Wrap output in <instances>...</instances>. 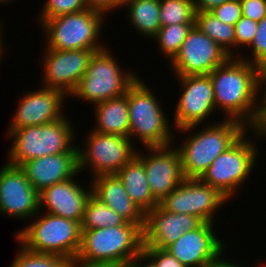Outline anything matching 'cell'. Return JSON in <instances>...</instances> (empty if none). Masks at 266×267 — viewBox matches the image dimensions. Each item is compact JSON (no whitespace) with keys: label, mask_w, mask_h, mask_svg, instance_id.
Instances as JSON below:
<instances>
[{"label":"cell","mask_w":266,"mask_h":267,"mask_svg":"<svg viewBox=\"0 0 266 267\" xmlns=\"http://www.w3.org/2000/svg\"><path fill=\"white\" fill-rule=\"evenodd\" d=\"M236 56L238 58L230 57L209 74L216 109L226 113L223 114L226 119L238 120L247 128L258 129L262 69Z\"/></svg>","instance_id":"6da1fadb"},{"label":"cell","mask_w":266,"mask_h":267,"mask_svg":"<svg viewBox=\"0 0 266 267\" xmlns=\"http://www.w3.org/2000/svg\"><path fill=\"white\" fill-rule=\"evenodd\" d=\"M81 231V246L75 258L80 263L127 267L142 252L143 232L135 224Z\"/></svg>","instance_id":"7a4b0ae2"},{"label":"cell","mask_w":266,"mask_h":267,"mask_svg":"<svg viewBox=\"0 0 266 267\" xmlns=\"http://www.w3.org/2000/svg\"><path fill=\"white\" fill-rule=\"evenodd\" d=\"M242 122L223 119L192 133L178 146L184 178H201L214 159L225 152L248 130ZM191 136V137H190Z\"/></svg>","instance_id":"3957f363"},{"label":"cell","mask_w":266,"mask_h":267,"mask_svg":"<svg viewBox=\"0 0 266 267\" xmlns=\"http://www.w3.org/2000/svg\"><path fill=\"white\" fill-rule=\"evenodd\" d=\"M72 124L71 120L64 116L48 124L8 131L7 136L13 138V144L9 148L6 163L19 167L26 161L43 156L78 153V147L73 144L75 132Z\"/></svg>","instance_id":"277c9868"},{"label":"cell","mask_w":266,"mask_h":267,"mask_svg":"<svg viewBox=\"0 0 266 267\" xmlns=\"http://www.w3.org/2000/svg\"><path fill=\"white\" fill-rule=\"evenodd\" d=\"M148 87L139 76L128 88L129 138H138L143 147L171 145L175 140L171 125L158 97Z\"/></svg>","instance_id":"5b68a950"},{"label":"cell","mask_w":266,"mask_h":267,"mask_svg":"<svg viewBox=\"0 0 266 267\" xmlns=\"http://www.w3.org/2000/svg\"><path fill=\"white\" fill-rule=\"evenodd\" d=\"M41 215L16 233L19 244L34 252L75 260L81 246L80 222L43 212Z\"/></svg>","instance_id":"8992f818"},{"label":"cell","mask_w":266,"mask_h":267,"mask_svg":"<svg viewBox=\"0 0 266 267\" xmlns=\"http://www.w3.org/2000/svg\"><path fill=\"white\" fill-rule=\"evenodd\" d=\"M105 14L92 8L47 20H38L47 43L54 50L104 49L100 40ZM103 45V46H102Z\"/></svg>","instance_id":"52a82bcc"},{"label":"cell","mask_w":266,"mask_h":267,"mask_svg":"<svg viewBox=\"0 0 266 267\" xmlns=\"http://www.w3.org/2000/svg\"><path fill=\"white\" fill-rule=\"evenodd\" d=\"M118 64L109 48L95 52L72 97L96 105L126 94L139 75L123 71Z\"/></svg>","instance_id":"ba28073f"},{"label":"cell","mask_w":266,"mask_h":267,"mask_svg":"<svg viewBox=\"0 0 266 267\" xmlns=\"http://www.w3.org/2000/svg\"><path fill=\"white\" fill-rule=\"evenodd\" d=\"M247 131L225 152L216 157L200 178L203 182L218 189L229 200L249 178L256 163L258 148L256 142L248 140Z\"/></svg>","instance_id":"9c48e42d"},{"label":"cell","mask_w":266,"mask_h":267,"mask_svg":"<svg viewBox=\"0 0 266 267\" xmlns=\"http://www.w3.org/2000/svg\"><path fill=\"white\" fill-rule=\"evenodd\" d=\"M86 140L84 149L78 146L79 173L89 167L93 178L116 174L137 153L129 137L91 130Z\"/></svg>","instance_id":"30bf717a"},{"label":"cell","mask_w":266,"mask_h":267,"mask_svg":"<svg viewBox=\"0 0 266 267\" xmlns=\"http://www.w3.org/2000/svg\"><path fill=\"white\" fill-rule=\"evenodd\" d=\"M182 93L175 107L173 126L179 133L192 132L216 112L210 75L177 76Z\"/></svg>","instance_id":"8fae6325"},{"label":"cell","mask_w":266,"mask_h":267,"mask_svg":"<svg viewBox=\"0 0 266 267\" xmlns=\"http://www.w3.org/2000/svg\"><path fill=\"white\" fill-rule=\"evenodd\" d=\"M229 201L218 189L199 178H184L159 205L170 213L190 214L214 223V215Z\"/></svg>","instance_id":"7c38bea8"},{"label":"cell","mask_w":266,"mask_h":267,"mask_svg":"<svg viewBox=\"0 0 266 267\" xmlns=\"http://www.w3.org/2000/svg\"><path fill=\"white\" fill-rule=\"evenodd\" d=\"M231 56L196 25L170 61L176 76L208 75Z\"/></svg>","instance_id":"4fadbf2b"},{"label":"cell","mask_w":266,"mask_h":267,"mask_svg":"<svg viewBox=\"0 0 266 267\" xmlns=\"http://www.w3.org/2000/svg\"><path fill=\"white\" fill-rule=\"evenodd\" d=\"M43 87L62 92L67 97L74 93L87 71L93 49L54 50L44 49Z\"/></svg>","instance_id":"5bb4252c"},{"label":"cell","mask_w":266,"mask_h":267,"mask_svg":"<svg viewBox=\"0 0 266 267\" xmlns=\"http://www.w3.org/2000/svg\"><path fill=\"white\" fill-rule=\"evenodd\" d=\"M39 192L23 171L5 163L0 168V214L20 220L39 215ZM22 218V219H21Z\"/></svg>","instance_id":"9a60e30c"},{"label":"cell","mask_w":266,"mask_h":267,"mask_svg":"<svg viewBox=\"0 0 266 267\" xmlns=\"http://www.w3.org/2000/svg\"><path fill=\"white\" fill-rule=\"evenodd\" d=\"M146 147L148 155L138 152L136 155L143 161L146 179L154 199L159 203L183 180L180 153L177 147Z\"/></svg>","instance_id":"2e32d148"},{"label":"cell","mask_w":266,"mask_h":267,"mask_svg":"<svg viewBox=\"0 0 266 267\" xmlns=\"http://www.w3.org/2000/svg\"><path fill=\"white\" fill-rule=\"evenodd\" d=\"M213 226L214 223L204 222L199 228L182 234L166 250L186 267H208L227 250Z\"/></svg>","instance_id":"e0dca14e"},{"label":"cell","mask_w":266,"mask_h":267,"mask_svg":"<svg viewBox=\"0 0 266 267\" xmlns=\"http://www.w3.org/2000/svg\"><path fill=\"white\" fill-rule=\"evenodd\" d=\"M203 223L197 216L170 213L157 205L145 213L143 247L166 249L182 234L199 228Z\"/></svg>","instance_id":"ac0fdd59"},{"label":"cell","mask_w":266,"mask_h":267,"mask_svg":"<svg viewBox=\"0 0 266 267\" xmlns=\"http://www.w3.org/2000/svg\"><path fill=\"white\" fill-rule=\"evenodd\" d=\"M19 100L8 131L26 126L44 125L54 122L64 116L62 111L64 98L60 91L39 87V90L24 92Z\"/></svg>","instance_id":"d6986e66"},{"label":"cell","mask_w":266,"mask_h":267,"mask_svg":"<svg viewBox=\"0 0 266 267\" xmlns=\"http://www.w3.org/2000/svg\"><path fill=\"white\" fill-rule=\"evenodd\" d=\"M73 178L75 177L55 183L39 192V210L45 206L48 214L81 223L92 186L85 189V186H81Z\"/></svg>","instance_id":"ffe728a7"},{"label":"cell","mask_w":266,"mask_h":267,"mask_svg":"<svg viewBox=\"0 0 266 267\" xmlns=\"http://www.w3.org/2000/svg\"><path fill=\"white\" fill-rule=\"evenodd\" d=\"M19 168L30 184L41 192L46 187L79 175L78 153L43 156L24 162Z\"/></svg>","instance_id":"44dd1931"},{"label":"cell","mask_w":266,"mask_h":267,"mask_svg":"<svg viewBox=\"0 0 266 267\" xmlns=\"http://www.w3.org/2000/svg\"><path fill=\"white\" fill-rule=\"evenodd\" d=\"M90 184L92 192L110 209L143 231L145 213L131 200L117 174L95 176Z\"/></svg>","instance_id":"7402d4cb"},{"label":"cell","mask_w":266,"mask_h":267,"mask_svg":"<svg viewBox=\"0 0 266 267\" xmlns=\"http://www.w3.org/2000/svg\"><path fill=\"white\" fill-rule=\"evenodd\" d=\"M96 132L129 137L128 89L121 97L95 105Z\"/></svg>","instance_id":"603a6c76"},{"label":"cell","mask_w":266,"mask_h":267,"mask_svg":"<svg viewBox=\"0 0 266 267\" xmlns=\"http://www.w3.org/2000/svg\"><path fill=\"white\" fill-rule=\"evenodd\" d=\"M131 200L146 213L159 203L154 199L147 179L143 161L135 155L117 173Z\"/></svg>","instance_id":"cb8c5ba5"},{"label":"cell","mask_w":266,"mask_h":267,"mask_svg":"<svg viewBox=\"0 0 266 267\" xmlns=\"http://www.w3.org/2000/svg\"><path fill=\"white\" fill-rule=\"evenodd\" d=\"M124 6L131 26L152 40L161 28L159 0H124Z\"/></svg>","instance_id":"d4e9b609"},{"label":"cell","mask_w":266,"mask_h":267,"mask_svg":"<svg viewBox=\"0 0 266 267\" xmlns=\"http://www.w3.org/2000/svg\"><path fill=\"white\" fill-rule=\"evenodd\" d=\"M195 25L231 57H235V28L233 25L223 23L210 11H196ZM232 47L234 48L232 49Z\"/></svg>","instance_id":"484cf974"},{"label":"cell","mask_w":266,"mask_h":267,"mask_svg":"<svg viewBox=\"0 0 266 267\" xmlns=\"http://www.w3.org/2000/svg\"><path fill=\"white\" fill-rule=\"evenodd\" d=\"M127 221L110 209L105 202L98 198L93 192L90 193L86 203L81 230H92L103 227H117L124 225Z\"/></svg>","instance_id":"4316f807"},{"label":"cell","mask_w":266,"mask_h":267,"mask_svg":"<svg viewBox=\"0 0 266 267\" xmlns=\"http://www.w3.org/2000/svg\"><path fill=\"white\" fill-rule=\"evenodd\" d=\"M161 27L181 23H195L193 0H159Z\"/></svg>","instance_id":"83f0119b"},{"label":"cell","mask_w":266,"mask_h":267,"mask_svg":"<svg viewBox=\"0 0 266 267\" xmlns=\"http://www.w3.org/2000/svg\"><path fill=\"white\" fill-rule=\"evenodd\" d=\"M194 26L195 23H181L161 27L152 39L159 44L160 51L169 58L170 62Z\"/></svg>","instance_id":"f1b7e54d"},{"label":"cell","mask_w":266,"mask_h":267,"mask_svg":"<svg viewBox=\"0 0 266 267\" xmlns=\"http://www.w3.org/2000/svg\"><path fill=\"white\" fill-rule=\"evenodd\" d=\"M21 246L10 267H66L69 262L62 256L34 252Z\"/></svg>","instance_id":"f546056e"},{"label":"cell","mask_w":266,"mask_h":267,"mask_svg":"<svg viewBox=\"0 0 266 267\" xmlns=\"http://www.w3.org/2000/svg\"><path fill=\"white\" fill-rule=\"evenodd\" d=\"M89 8L86 0H47L38 20H47Z\"/></svg>","instance_id":"4dcf8cb0"},{"label":"cell","mask_w":266,"mask_h":267,"mask_svg":"<svg viewBox=\"0 0 266 267\" xmlns=\"http://www.w3.org/2000/svg\"><path fill=\"white\" fill-rule=\"evenodd\" d=\"M252 49L251 58L242 57L243 60H246L252 64L257 65L262 70L266 68V16L258 22L257 31L254 36L253 41L248 47Z\"/></svg>","instance_id":"1f68e13d"},{"label":"cell","mask_w":266,"mask_h":267,"mask_svg":"<svg viewBox=\"0 0 266 267\" xmlns=\"http://www.w3.org/2000/svg\"><path fill=\"white\" fill-rule=\"evenodd\" d=\"M258 22L242 16L234 25L235 48L249 47L257 31Z\"/></svg>","instance_id":"d6a6232c"},{"label":"cell","mask_w":266,"mask_h":267,"mask_svg":"<svg viewBox=\"0 0 266 267\" xmlns=\"http://www.w3.org/2000/svg\"><path fill=\"white\" fill-rule=\"evenodd\" d=\"M219 20L228 25H235L242 17V6L240 0H229L210 11Z\"/></svg>","instance_id":"836d02e7"},{"label":"cell","mask_w":266,"mask_h":267,"mask_svg":"<svg viewBox=\"0 0 266 267\" xmlns=\"http://www.w3.org/2000/svg\"><path fill=\"white\" fill-rule=\"evenodd\" d=\"M142 252L156 265V267H186L166 249L143 247Z\"/></svg>","instance_id":"e575fe53"},{"label":"cell","mask_w":266,"mask_h":267,"mask_svg":"<svg viewBox=\"0 0 266 267\" xmlns=\"http://www.w3.org/2000/svg\"><path fill=\"white\" fill-rule=\"evenodd\" d=\"M242 16L259 22L266 16V0H240Z\"/></svg>","instance_id":"d590c367"},{"label":"cell","mask_w":266,"mask_h":267,"mask_svg":"<svg viewBox=\"0 0 266 267\" xmlns=\"http://www.w3.org/2000/svg\"><path fill=\"white\" fill-rule=\"evenodd\" d=\"M88 7L97 11L103 12L105 15L108 12L116 11L115 9L122 8L124 0H86Z\"/></svg>","instance_id":"8d00e7d4"},{"label":"cell","mask_w":266,"mask_h":267,"mask_svg":"<svg viewBox=\"0 0 266 267\" xmlns=\"http://www.w3.org/2000/svg\"><path fill=\"white\" fill-rule=\"evenodd\" d=\"M261 90L262 92V99H261V108H260V115L258 121V129H260L266 123V68L262 70L261 73ZM264 91V93H263Z\"/></svg>","instance_id":"74e56055"},{"label":"cell","mask_w":266,"mask_h":267,"mask_svg":"<svg viewBox=\"0 0 266 267\" xmlns=\"http://www.w3.org/2000/svg\"><path fill=\"white\" fill-rule=\"evenodd\" d=\"M229 0H193L196 11H211Z\"/></svg>","instance_id":"f35d334b"},{"label":"cell","mask_w":266,"mask_h":267,"mask_svg":"<svg viewBox=\"0 0 266 267\" xmlns=\"http://www.w3.org/2000/svg\"><path fill=\"white\" fill-rule=\"evenodd\" d=\"M145 261H147V263H144ZM142 263H144V264H142ZM127 267H156V265L148 257H146L143 252H141L136 258H134L128 264Z\"/></svg>","instance_id":"ab89813d"},{"label":"cell","mask_w":266,"mask_h":267,"mask_svg":"<svg viewBox=\"0 0 266 267\" xmlns=\"http://www.w3.org/2000/svg\"><path fill=\"white\" fill-rule=\"evenodd\" d=\"M223 256L221 255L218 259H216L211 265L208 267H243L241 265H237L235 262L232 263L231 261H227L226 259H222ZM247 267V266H246Z\"/></svg>","instance_id":"60d3db41"},{"label":"cell","mask_w":266,"mask_h":267,"mask_svg":"<svg viewBox=\"0 0 266 267\" xmlns=\"http://www.w3.org/2000/svg\"><path fill=\"white\" fill-rule=\"evenodd\" d=\"M66 267H111L108 265H87L76 260L69 261Z\"/></svg>","instance_id":"b9f144b4"},{"label":"cell","mask_w":266,"mask_h":267,"mask_svg":"<svg viewBox=\"0 0 266 267\" xmlns=\"http://www.w3.org/2000/svg\"><path fill=\"white\" fill-rule=\"evenodd\" d=\"M251 131H253V134L255 133V135L257 136H255L254 135V137H255V139L257 138H259L260 139V137L262 138V137H265L266 136V123L260 128V129H250Z\"/></svg>","instance_id":"7bdbcfd3"},{"label":"cell","mask_w":266,"mask_h":267,"mask_svg":"<svg viewBox=\"0 0 266 267\" xmlns=\"http://www.w3.org/2000/svg\"><path fill=\"white\" fill-rule=\"evenodd\" d=\"M2 26H4V25H3V23L1 22V23H0V60H1V61H2L1 56L4 55V54H3V52H4V51H3V50H4L3 47H4V45L2 44V43H3V41H2V40H3V39H2V35H3L2 33H3V32H2V31H3L4 28H2ZM2 45H3V46H2Z\"/></svg>","instance_id":"ee69618b"},{"label":"cell","mask_w":266,"mask_h":267,"mask_svg":"<svg viewBox=\"0 0 266 267\" xmlns=\"http://www.w3.org/2000/svg\"><path fill=\"white\" fill-rule=\"evenodd\" d=\"M11 1H13V0H0V3H3V4H4L5 2H6V3H10Z\"/></svg>","instance_id":"f6af8a7d"}]
</instances>
